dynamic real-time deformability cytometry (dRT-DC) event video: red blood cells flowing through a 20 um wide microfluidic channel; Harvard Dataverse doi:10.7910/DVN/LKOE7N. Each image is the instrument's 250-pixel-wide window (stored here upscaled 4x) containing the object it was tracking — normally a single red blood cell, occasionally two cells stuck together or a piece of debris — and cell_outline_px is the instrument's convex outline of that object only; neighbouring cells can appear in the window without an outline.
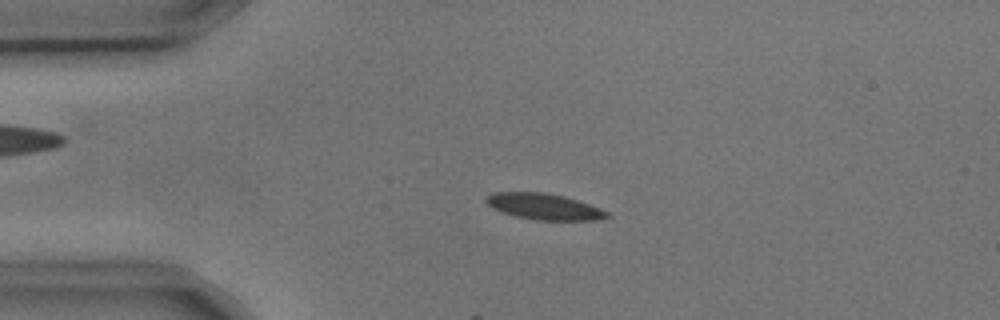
{"species": "common noctule bat (a hibernating species)", "species_latin": "Nyctalus noctula", "temperature_condition": "cold", "stored_images_in_passage": 4, "camera_frame_rate_fps": 3000, "um_per_image_px": 0.085, "animal": {"sex": "male", "body_mass_g": 17.9, "forearm_length_mm": 54.2}, "frame": {"image": 1, "passage_image": 2, "time_ms": 0.333, "image_size_px": [1000, 320], "cell_outline_px": [[612, 216], [596, 220], [536, 220], [516, 216], [492, 208], [484, 200], [492, 192], [544, 192], [564, 196], [600, 208], [608, 212]], "centroid_in_image_um": [46.25, 17.56], "position_along_channel_um": 38.7, "area_um2": 18.26}}